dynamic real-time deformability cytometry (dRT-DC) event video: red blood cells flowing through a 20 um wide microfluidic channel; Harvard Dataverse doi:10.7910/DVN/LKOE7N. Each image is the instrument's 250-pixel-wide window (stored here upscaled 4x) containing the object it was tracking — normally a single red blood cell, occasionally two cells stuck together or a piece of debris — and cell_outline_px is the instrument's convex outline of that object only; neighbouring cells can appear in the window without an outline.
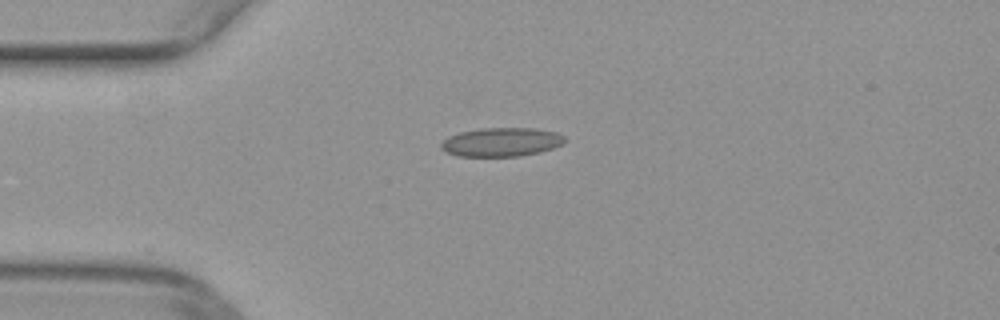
{"species": "common noctule bat (a hibernating species)", "species_latin": "Nyctalus noctula", "temperature_condition": "warm", "stored_images_in_passage": 39, "camera_frame_rate_fps": 3000, "um_per_image_px": 0.085, "animal": {"sex": "female", "body_mass_g": 29.2, "forearm_length_mm": 56.3}, "frame": {"image": 1, "passage_image": 1, "time_ms": 0.0, "image_size_px": [1000, 320], "cell_outline_px": [[568, 140], [564, 144], [540, 152], [520, 156], [456, 156], [440, 148], [440, 144], [448, 136], [460, 132], [480, 128], [536, 128], [556, 132], [564, 136]], "centroid_in_image_um": [42.65, 12.07], "position_along_channel_um": 42.4, "area_um2": 20.92}}
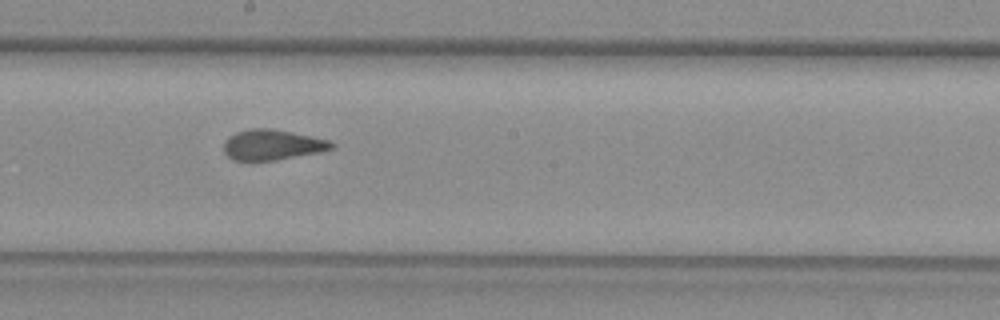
{"frame": {"image": 2, "passage_image": 16, "time_ms": 5.0, "image_size_px": [1000, 320], "cell_outline_px": [[336, 144], [332, 148], [320, 152], [276, 160], [236, 160], [228, 156], [224, 152], [224, 144], [228, 136], [236, 132], [252, 128], [268, 128], [292, 132], [328, 140]], "centroid_in_image_um": [23.14, 12.3], "position_along_channel_um": 225.1, "area_um2": 18.9}}
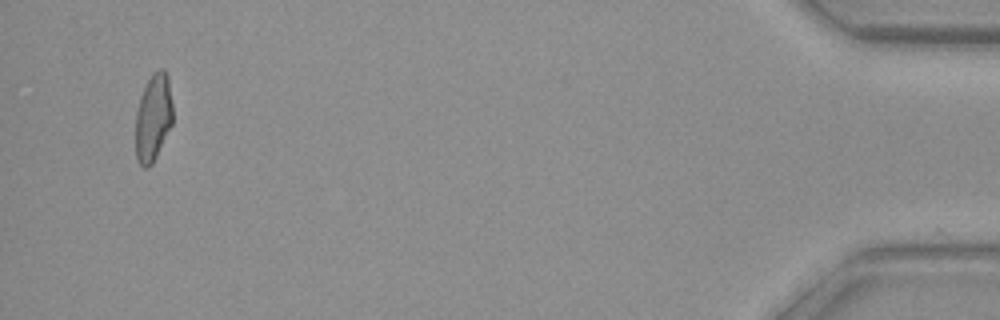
{"frame": {"image": 3, "passage_image": 37, "time_ms": 12.0, "image_size_px": [1000, 320], "cell_outline_px": [[172, 124], [152, 164], [148, 168], [144, 168], [136, 160], [136, 112], [140, 96], [152, 72], [156, 68], [164, 68], [168, 76], [172, 104]], "centroid_in_image_um": [13.02, 9.96], "position_along_channel_um": 422.2, "area_um2": 19.02}}